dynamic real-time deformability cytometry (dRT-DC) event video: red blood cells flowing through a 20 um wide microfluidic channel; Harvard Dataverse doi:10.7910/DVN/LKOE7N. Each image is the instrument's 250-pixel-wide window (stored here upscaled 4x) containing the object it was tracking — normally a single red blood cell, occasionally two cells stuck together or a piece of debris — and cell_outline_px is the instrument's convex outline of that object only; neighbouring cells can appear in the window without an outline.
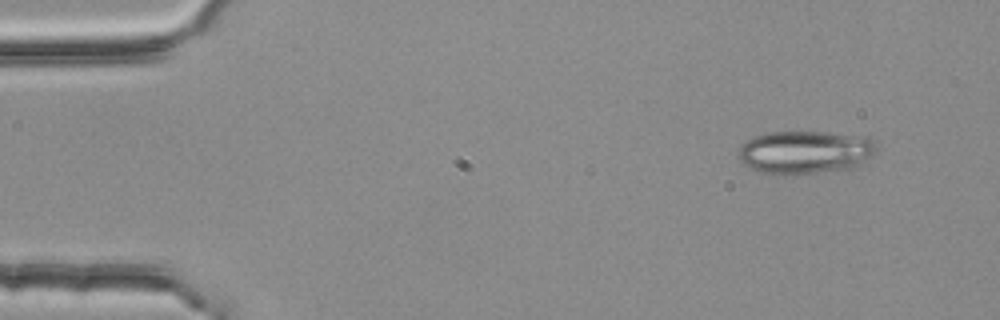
{"species": "common noctule bat (a hibernating species)", "species_latin": "Nyctalus noctula", "temperature_condition": "room temperature", "stored_images_in_passage": 5, "camera_frame_rate_fps": 3000, "um_per_image_px": 0.085, "animal": {"sex": "female", "body_mass_g": 25.1}, "frame": {"image": 1, "passage_image": 5, "time_ms": 1.333, "image_size_px": [1000, 320], "cell_outline_px": [[876, 148], [868, 156], [856, 164], [848, 168], [816, 172], [776, 176], [760, 172], [748, 168], [740, 164], [736, 156], [740, 144], [752, 136], [772, 132], [824, 132], [868, 136], [872, 140]], "centroid_in_image_um": [68.26, 12.93], "position_along_channel_um": 16.7, "area_um2": 34.74}}